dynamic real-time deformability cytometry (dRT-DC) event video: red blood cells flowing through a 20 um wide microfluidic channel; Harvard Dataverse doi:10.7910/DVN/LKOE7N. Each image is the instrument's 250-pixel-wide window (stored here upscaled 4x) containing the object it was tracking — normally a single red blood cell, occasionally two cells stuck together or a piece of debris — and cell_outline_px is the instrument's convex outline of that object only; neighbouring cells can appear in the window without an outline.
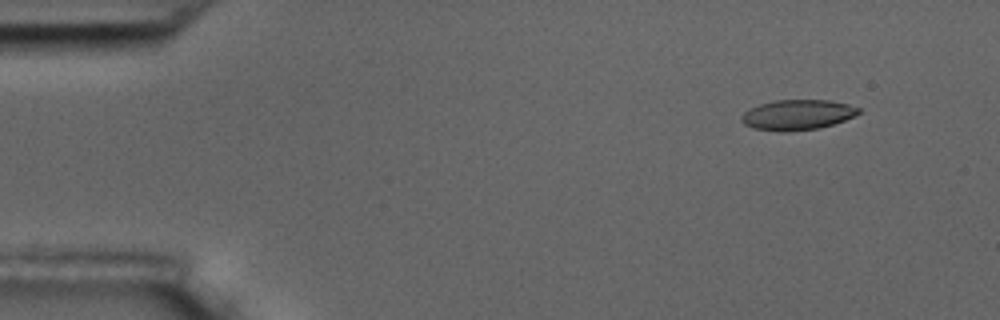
{"species": "common noctule bat (a hibernating species)", "species_latin": "Nyctalus noctula", "temperature_condition": "room temperature", "stored_images_in_passage": 5, "camera_frame_rate_fps": 3000, "um_per_image_px": 0.085, "animal": {"sex": "male", "body_mass_g": 17.5, "forearm_length_mm": 52.3}, "frame": {"image": 1, "passage_image": 2, "time_ms": 1.333, "image_size_px": [1000, 320], "cell_outline_px": [[860, 112], [844, 120], [820, 128], [784, 132], [780, 132], [752, 128], [744, 124], [740, 120], [740, 116], [744, 112], [760, 104], [776, 100], [832, 100], [848, 104], [860, 108]], "centroid_in_image_um": [67.76, 9.76], "position_along_channel_um": 17.2, "area_um2": 20.63}}
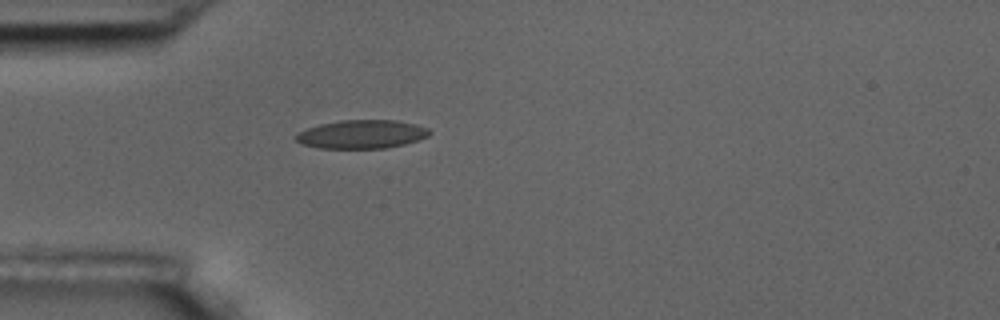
{"frame": {"image": 2, "passage_image": 5, "time_ms": 5.0, "image_size_px": [1000, 320], "cell_outline_px": [[432, 132], [428, 136], [404, 144], [384, 148], [320, 148], [300, 144], [292, 136], [308, 128], [320, 124], [340, 120], [396, 120], [416, 124], [428, 128]], "centroid_in_image_um": [30.73, 11.41], "position_along_channel_um": 54.3, "area_um2": 22.2}}